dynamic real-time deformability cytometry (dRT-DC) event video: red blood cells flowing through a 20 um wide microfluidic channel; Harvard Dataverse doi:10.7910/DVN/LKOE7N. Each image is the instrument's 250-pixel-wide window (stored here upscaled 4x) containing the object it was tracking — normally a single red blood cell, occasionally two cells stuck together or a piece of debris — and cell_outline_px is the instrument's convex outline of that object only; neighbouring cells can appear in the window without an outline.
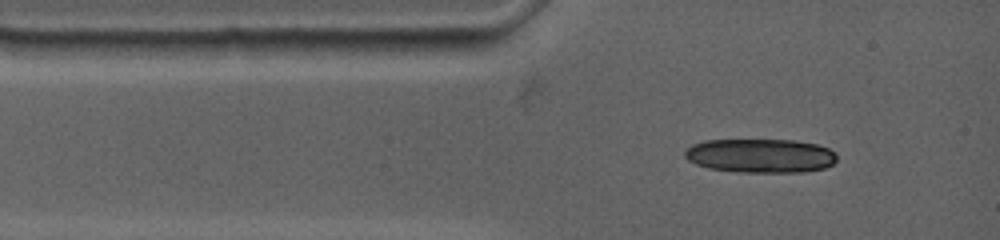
{"species": "common noctule bat (a hibernating species)", "species_latin": "Nyctalus noctula", "temperature_condition": "warm", "stored_images_in_passage": 1, "camera_frame_rate_fps": 4500, "um_per_image_px": 0.085, "animal": {"sex": "female", "body_mass_g": 19.0, "forearm_length_mm": 53.3}, "frame": {"image": 1, "passage_image": 1, "time_ms": 0.0, "image_size_px": [1000, 240], "cell_outline_px": [[836, 160], [832, 164], [824, 168], [804, 172], [736, 172], [708, 168], [696, 164], [688, 160], [684, 156], [684, 152], [692, 144], [704, 140], [796, 140], [816, 144], [828, 148], [836, 152]], "centroid_in_image_um": [64.63, 13.23], "position_along_channel_um": 20.4, "area_um2": 30.29}}